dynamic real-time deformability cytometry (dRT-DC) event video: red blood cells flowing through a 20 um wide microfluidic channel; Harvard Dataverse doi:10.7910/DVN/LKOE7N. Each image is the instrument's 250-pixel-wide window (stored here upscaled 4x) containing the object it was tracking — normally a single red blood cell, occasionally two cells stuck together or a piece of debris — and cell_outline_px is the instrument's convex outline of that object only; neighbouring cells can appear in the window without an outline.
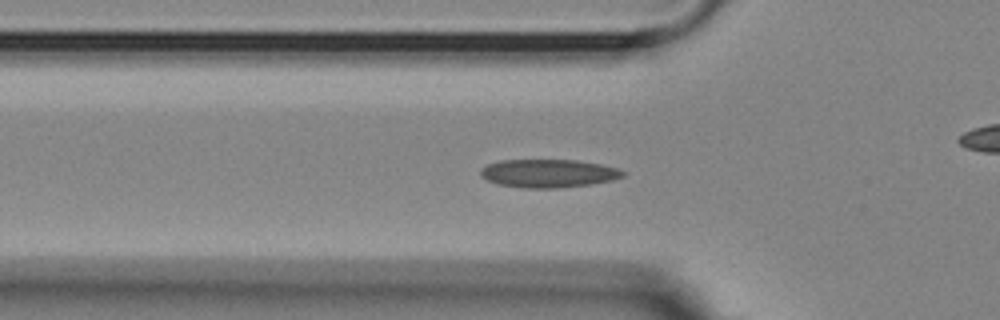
{"species": "Egyptian fruit bat (a non-hibernating species)", "species_latin": "Rousettus aegyptiacus", "temperature_condition": "room temperature", "stored_images_in_passage": 55, "camera_frame_rate_fps": 3000, "um_per_image_px": 0.085, "animal": {"sex": "female"}, "frame": {"image": 1, "passage_image": 17, "time_ms": 5.333, "image_size_px": [1000, 320], "cell_outline_px": [[628, 172], [624, 176], [612, 180], [592, 184], [560, 188], [524, 188], [496, 184], [480, 176], [480, 168], [488, 164], [500, 160], [576, 160], [600, 164], [620, 168]], "centroid_in_image_um": [46.64, 14.74], "position_along_channel_um": 79.2, "area_um2": 23.7}}
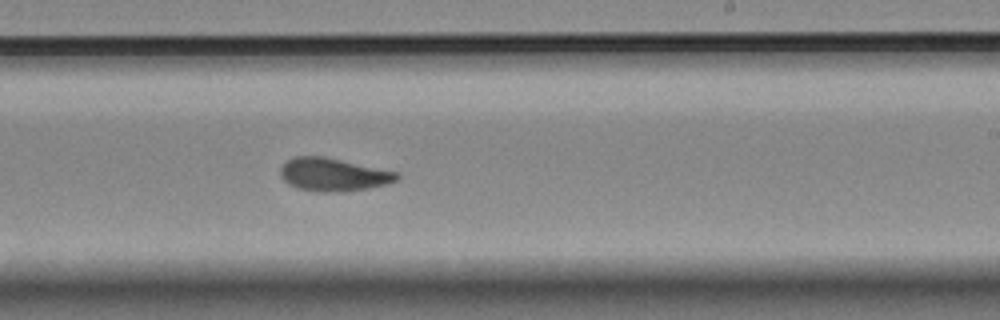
{"frame": {"image": 2, "passage_image": 32, "time_ms": 10.333, "image_size_px": [1000, 320], "cell_outline_px": [[400, 176], [396, 180], [384, 184], [368, 188], [340, 192], [320, 192], [296, 188], [288, 184], [280, 176], [280, 168], [288, 160], [296, 156], [324, 156], [400, 172]], "centroid_in_image_um": [28.32, 14.84], "position_along_channel_um": 260.7, "area_um2": 22.48}}
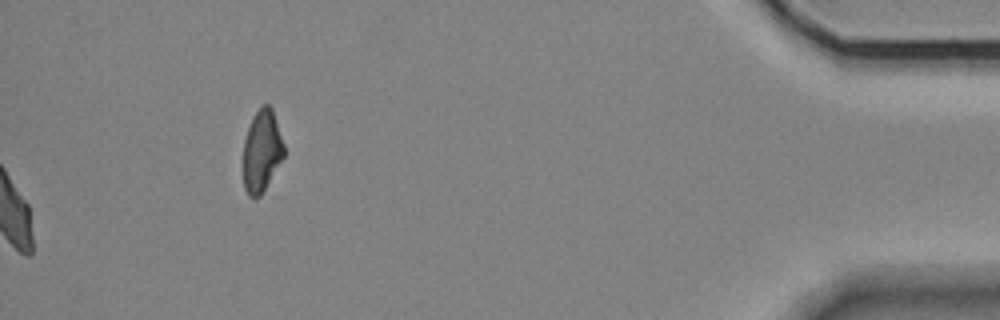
{"frame": {"image": 3, "passage_image": 55, "time_ms": 18.0, "image_size_px": [1000, 320], "cell_outline_px": [[284, 156], [260, 196], [248, 196], [244, 188], [244, 140], [252, 116], [260, 104], [268, 104], [272, 108], [284, 144]], "centroid_in_image_um": [22.25, 12.78], "position_along_channel_um": 413.0, "area_um2": 19.31}, "authors_computed_cell_mechanics": {"area_um2": 22.0796, "velocity_mm_per_s": 3.6181, "shape_relaxation_time_tau1_ms": 5.8374, "shape_relaxation_time_tau2_ms": 1.9421, "deformation_change_tau1": 0.1706, "deformation_change_tau2": 0.0637}}